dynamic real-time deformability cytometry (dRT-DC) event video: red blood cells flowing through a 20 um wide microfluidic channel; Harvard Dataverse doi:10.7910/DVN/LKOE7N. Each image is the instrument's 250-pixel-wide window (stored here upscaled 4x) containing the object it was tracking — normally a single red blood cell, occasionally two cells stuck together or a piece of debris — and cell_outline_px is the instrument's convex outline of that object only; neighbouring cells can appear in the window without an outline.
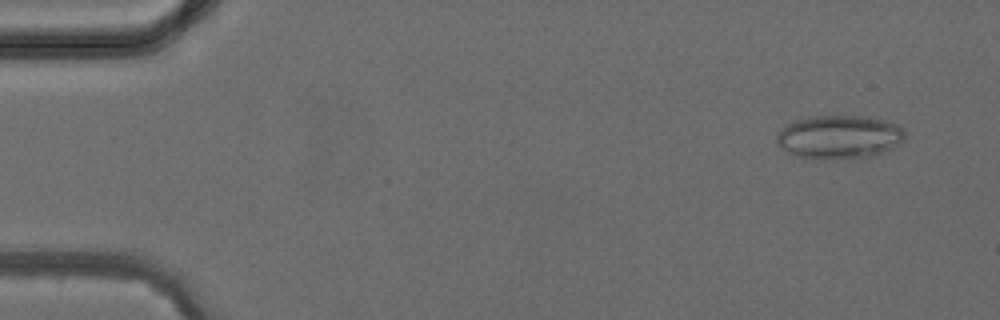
{"species": "common noctule bat (a hibernating species)", "species_latin": "Nyctalus noctula", "temperature_condition": "cold", "stored_images_in_passage": 4, "camera_frame_rate_fps": 3000, "um_per_image_px": 0.085, "animal": {"sex": "female", "body_mass_g": 24.6, "forearm_length_mm": 56.2}, "frame": {"image": 1, "passage_image": 1, "time_ms": 0.0, "image_size_px": [1000, 320], "cell_outline_px": [[904, 140], [892, 148], [872, 156], [836, 160], [832, 160], [796, 156], [788, 152], [776, 140], [776, 136], [780, 128], [784, 124], [808, 116], [864, 116], [888, 120], [904, 128]], "centroid_in_image_um": [71.33, 11.63], "position_along_channel_um": 13.7, "area_um2": 32.83}}